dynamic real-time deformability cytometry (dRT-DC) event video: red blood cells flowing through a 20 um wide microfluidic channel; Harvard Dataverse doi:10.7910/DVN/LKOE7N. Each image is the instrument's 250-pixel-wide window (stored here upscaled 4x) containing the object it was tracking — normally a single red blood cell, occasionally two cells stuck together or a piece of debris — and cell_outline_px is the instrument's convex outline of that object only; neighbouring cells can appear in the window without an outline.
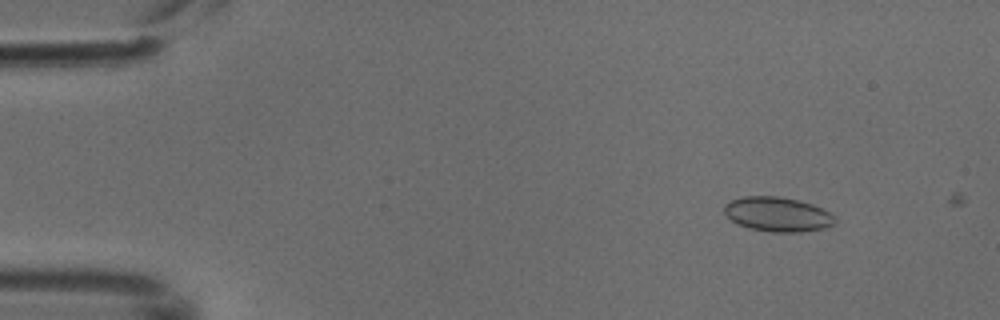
{"species": "common noctule bat (a hibernating species)", "species_latin": "Nyctalus noctula", "temperature_condition": "cold", "stored_images_in_passage": 3, "camera_frame_rate_fps": 3000, "um_per_image_px": 0.085, "animal": {"sex": "male", "body_mass_g": 18.8}, "frame": {"image": 1, "passage_image": 2, "time_ms": 0.333, "image_size_px": [1000, 320], "cell_outline_px": [[836, 224], [824, 228], [804, 232], [772, 232], [752, 228], [736, 224], [724, 212], [724, 204], [732, 200], [744, 196], [776, 196], [796, 200], [812, 204], [836, 216]], "centroid_in_image_um": [66.11, 18.22], "position_along_channel_um": 18.9, "area_um2": 22.2}}